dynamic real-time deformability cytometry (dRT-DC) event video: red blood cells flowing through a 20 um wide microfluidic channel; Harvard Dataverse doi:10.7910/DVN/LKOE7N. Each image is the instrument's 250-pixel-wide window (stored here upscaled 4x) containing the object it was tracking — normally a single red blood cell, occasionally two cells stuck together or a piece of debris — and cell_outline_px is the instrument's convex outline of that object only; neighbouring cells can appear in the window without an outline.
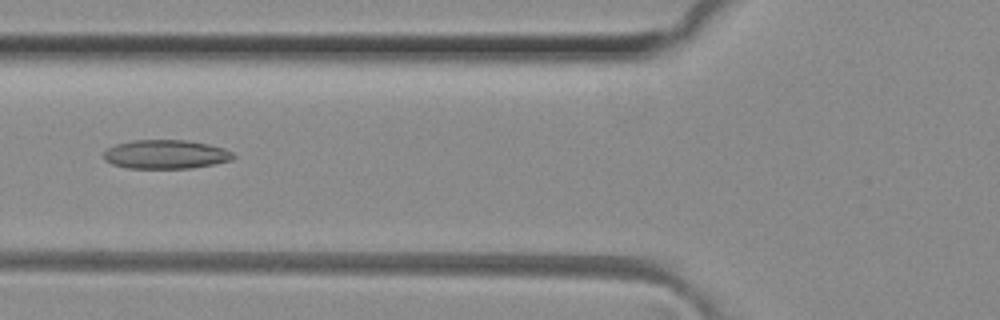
{"species": "common noctule bat (a hibernating species)", "species_latin": "Nyctalus noctula", "temperature_condition": "room temperature", "stored_images_in_passage": 50, "camera_frame_rate_fps": 3000, "um_per_image_px": 0.085, "animal": {"sex": "female", "body_mass_g": 29.2, "forearm_length_mm": 56.3}, "frame": {"image": 1, "passage_image": 19, "time_ms": 6.0, "image_size_px": [1000, 320], "cell_outline_px": [[236, 156], [232, 160], [192, 168], [128, 168], [112, 164], [104, 160], [104, 152], [108, 148], [116, 144], [132, 140], [188, 140], [208, 144], [224, 148], [232, 152]], "centroid_in_image_um": [14.09, 13.11], "position_along_channel_um": 111.7, "area_um2": 21.85}}
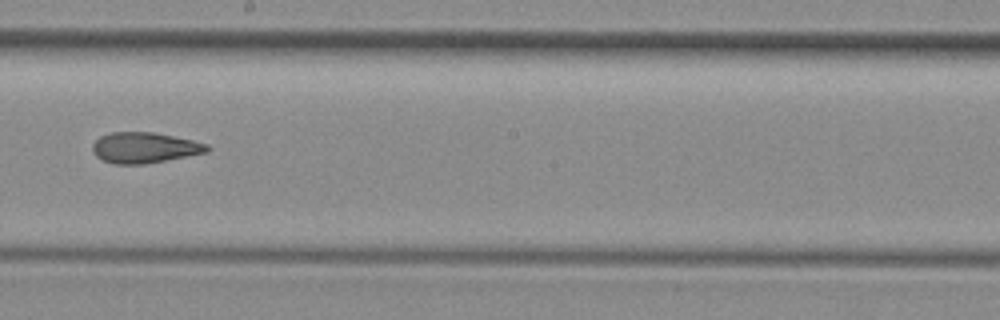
{"frame": {"image": 2, "passage_image": 28, "time_ms": 9.0, "image_size_px": [1000, 320], "cell_outline_px": [[212, 148], [208, 152], [144, 164], [112, 164], [100, 160], [92, 152], [92, 144], [100, 136], [112, 132], [152, 132], [192, 140], [208, 144]], "centroid_in_image_um": [12.25, 12.56], "position_along_channel_um": 235.9, "area_um2": 20.58}}
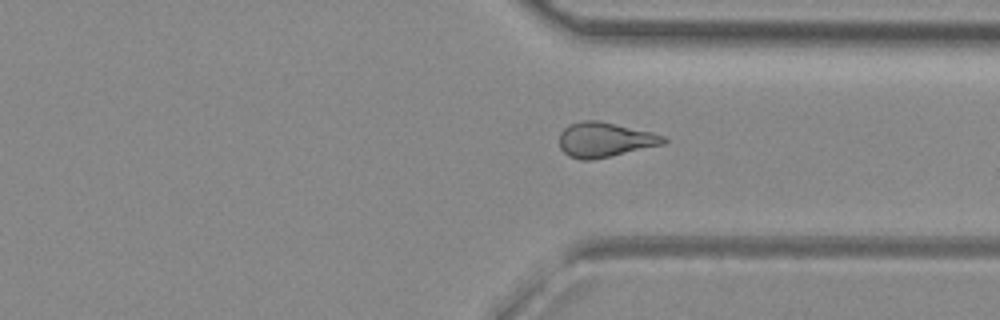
{"frame": {"image": 3, "passage_image": 37, "time_ms": 12.0, "image_size_px": [1000, 320], "cell_outline_px": [[668, 140], [664, 144], [592, 160], [580, 160], [568, 156], [560, 148], [560, 132], [568, 124], [580, 120], [596, 120], [652, 132], [668, 136]], "centroid_in_image_um": [51.41, 11.87], "position_along_channel_um": 360.0, "area_um2": 21.21}, "authors_computed_cell_mechanics": {"area_um2": 21.6461, "velocity_mm_per_s": 4.1334, "shape_relaxation_time_tau1_ms": null, "shape_relaxation_time_tau2_ms": 4.3774, "deformation_change_tau1": null, "deformation_change_tau2": 0.1452}}